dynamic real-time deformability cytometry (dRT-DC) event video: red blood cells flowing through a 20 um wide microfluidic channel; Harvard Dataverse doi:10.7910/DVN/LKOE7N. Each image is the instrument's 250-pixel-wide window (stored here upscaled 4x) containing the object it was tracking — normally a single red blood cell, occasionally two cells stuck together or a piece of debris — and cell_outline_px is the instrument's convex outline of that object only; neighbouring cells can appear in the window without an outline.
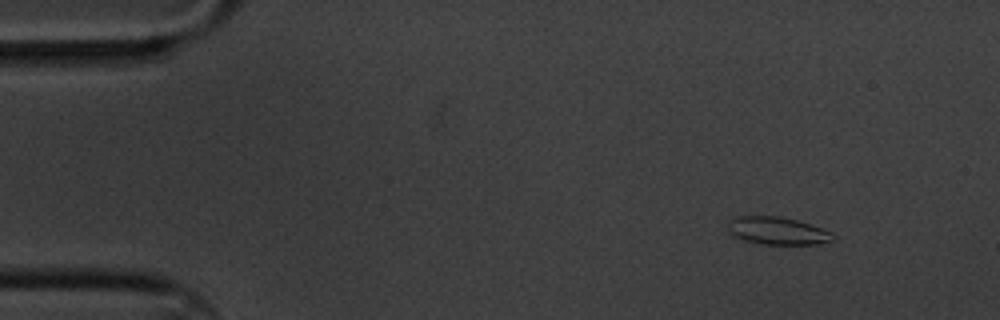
{"species": "common noctule bat (a hibernating species)", "species_latin": "Nyctalus noctula", "temperature_condition": "cold", "stored_images_in_passage": 4, "camera_frame_rate_fps": 3000, "um_per_image_px": 0.085, "animal": {"sex": "male", "body_mass_g": 20.1, "forearm_length_mm": 53.5}, "frame": {"image": 1, "passage_image": 1, "time_ms": 0.0, "image_size_px": [1000, 320], "cell_outline_px": [[836, 236], [832, 240], [820, 244], [764, 244], [740, 240], [728, 232], [728, 220], [740, 216], [780, 216], [796, 220], [832, 232]], "centroid_in_image_um": [66.05, 19.62], "position_along_channel_um": 19.0, "area_um2": 16.94}}
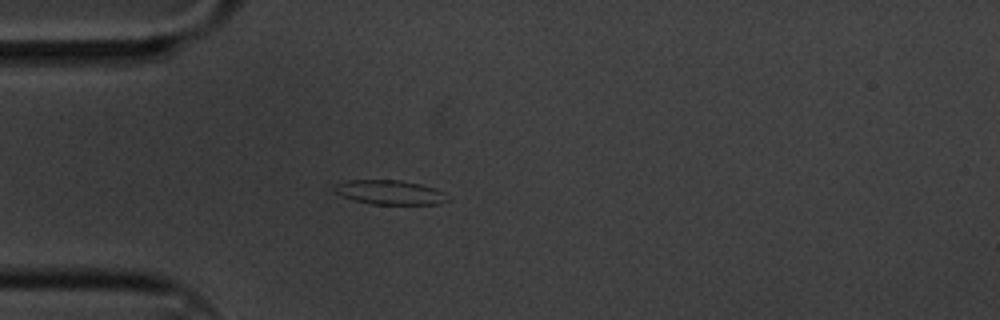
{"frame": {"image": 2, "passage_image": 4, "time_ms": 1.0, "image_size_px": [1000, 320], "cell_outline_px": [[452, 200], [436, 204], [372, 204], [352, 200], [332, 192], [332, 184], [348, 180], [400, 180], [420, 184], [444, 192]], "centroid_in_image_um": [33.07, 16.35], "position_along_channel_um": 51.9, "area_um2": 16.3}}